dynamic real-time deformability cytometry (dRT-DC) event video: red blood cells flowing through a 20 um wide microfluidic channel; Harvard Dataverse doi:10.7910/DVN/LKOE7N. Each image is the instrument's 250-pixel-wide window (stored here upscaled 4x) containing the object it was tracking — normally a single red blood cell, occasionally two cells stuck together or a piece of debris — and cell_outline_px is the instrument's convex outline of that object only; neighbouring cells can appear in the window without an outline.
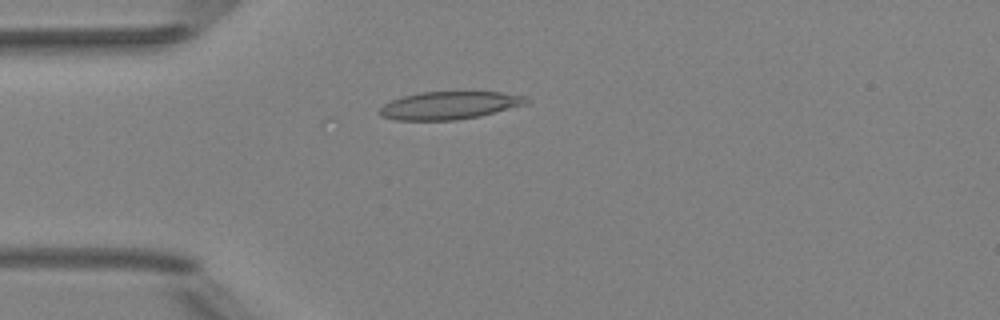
{"species": "Egyptian fruit bat (a non-hibernating species)", "species_latin": "Rousettus aegyptiacus", "temperature_condition": "room temperature", "stored_images_in_passage": 51, "camera_frame_rate_fps": 3000, "um_per_image_px": 0.085, "animal": {"sex": "female"}, "frame": {"image": 1, "passage_image": 13, "time_ms": 4.0, "image_size_px": [1000, 320], "cell_outline_px": [[528, 104], [480, 116], [456, 120], [396, 120], [380, 116], [376, 112], [384, 104], [392, 100], [404, 96], [420, 92], [500, 92], [524, 96], [528, 100]], "centroid_in_image_um": [38.18, 8.96], "position_along_channel_um": 46.8, "area_um2": 23.76}}
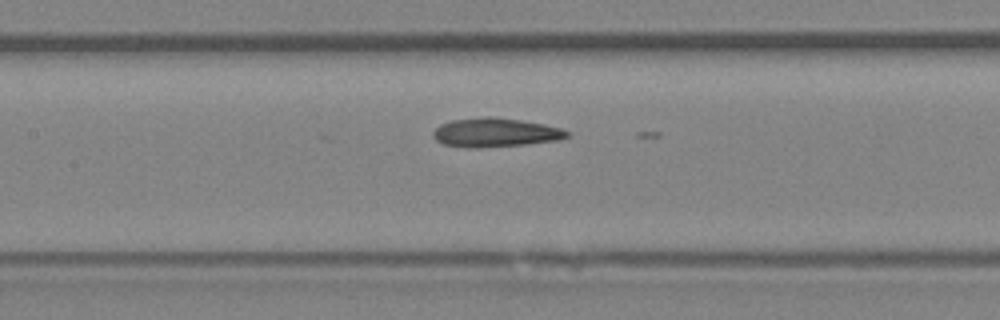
{"frame": {"image": 2, "passage_image": 23, "time_ms": 7.333, "image_size_px": [1000, 320], "cell_outline_px": [[568, 136], [556, 140], [524, 144], [472, 148], [468, 148], [444, 144], [436, 140], [432, 136], [432, 132], [440, 124], [452, 120], [480, 116], [492, 116], [520, 120], [544, 124], [560, 128], [568, 132]], "centroid_in_image_um": [42.03, 11.25], "position_along_channel_um": 165.4, "area_um2": 22.43}}
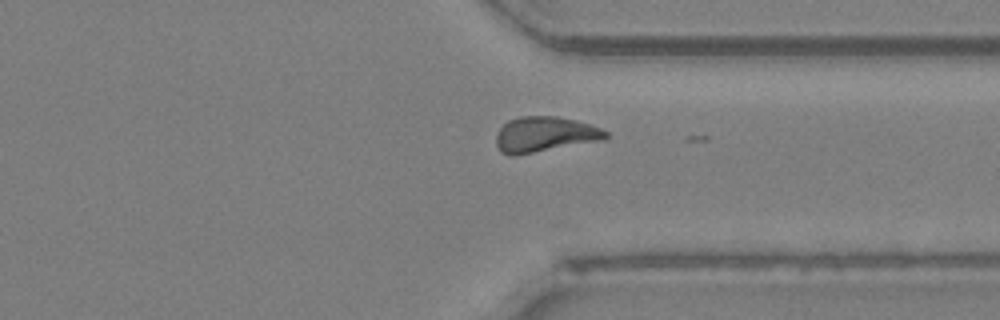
{"frame": {"image": 3, "passage_image": 38, "time_ms": 12.333, "image_size_px": [1000, 320], "cell_outline_px": [[608, 136], [604, 140], [516, 156], [512, 156], [500, 152], [496, 144], [496, 132], [508, 120], [520, 116], [556, 116], [576, 120], [600, 128], [608, 132]], "centroid_in_image_um": [46.28, 11.43], "position_along_channel_um": 365.1, "area_um2": 22.83}}